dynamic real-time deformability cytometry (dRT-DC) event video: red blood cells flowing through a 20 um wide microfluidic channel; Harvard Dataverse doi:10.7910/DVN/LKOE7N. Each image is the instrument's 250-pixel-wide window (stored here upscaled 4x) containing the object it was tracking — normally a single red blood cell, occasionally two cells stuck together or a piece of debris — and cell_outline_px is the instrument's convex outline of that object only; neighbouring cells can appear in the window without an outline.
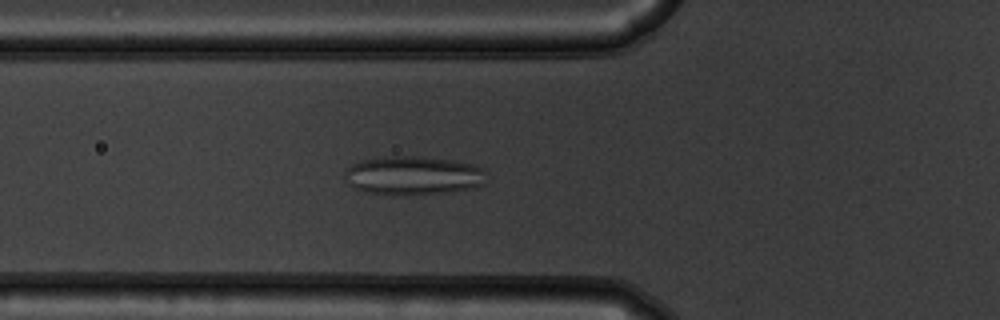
{"species": "common noctule bat (a hibernating species)", "species_latin": "Nyctalus noctula", "temperature_condition": "warm", "stored_images_in_passage": 34, "camera_frame_rate_fps": 3000, "um_per_image_px": 0.085, "animal": {"sex": "male", "body_mass_g": 19.5, "forearm_length_mm": 54.6}, "frame": {"image": 1, "passage_image": 5, "time_ms": 1.333, "image_size_px": [1000, 320], "cell_outline_px": [[484, 184], [472, 188], [452, 192], [404, 196], [392, 196], [364, 192], [352, 188], [344, 180], [344, 172], [352, 164], [360, 160], [388, 156], [424, 156], [456, 160], [472, 164], [484, 168]], "centroid_in_image_um": [35.08, 14.93], "position_along_channel_um": 90.7, "area_um2": 32.95}}
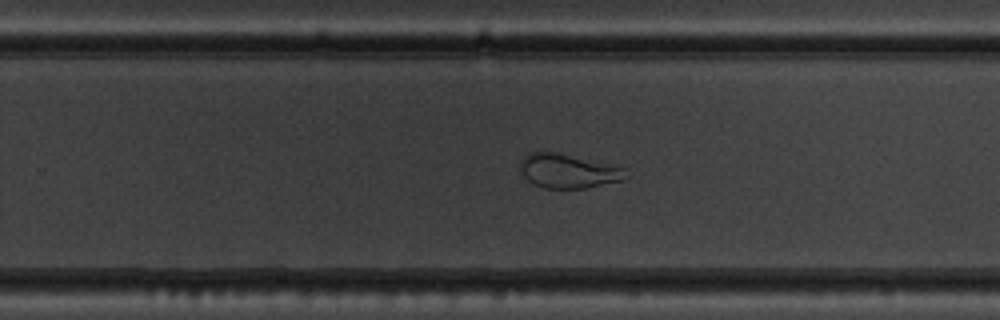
{"frame": {"image": 2, "passage_image": 20, "time_ms": 6.333, "image_size_px": [1000, 320], "cell_outline_px": [[632, 176], [624, 180], [584, 188], [544, 188], [532, 184], [520, 172], [520, 164], [524, 156], [528, 152], [560, 152], [624, 168]], "centroid_in_image_um": [48.31, 14.54], "position_along_channel_um": 281.5, "area_um2": 21.21}}
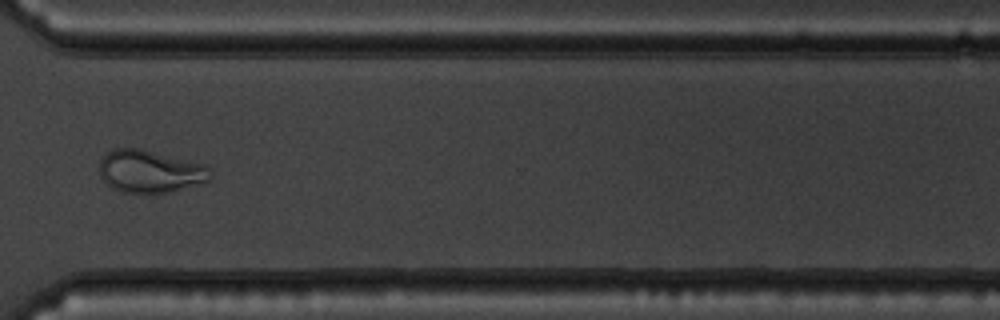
{"frame": {"image": 3, "passage_image": 26, "time_ms": 8.333, "image_size_px": [1000, 320], "cell_outline_px": [[212, 180], [168, 192], [140, 196], [124, 192], [108, 184], [100, 176], [100, 160], [108, 152], [116, 148], [140, 148], [200, 164], [208, 168], [212, 176]], "centroid_in_image_um": [12.73, 14.6], "position_along_channel_um": 357.9, "area_um2": 27.4}, "authors_computed_cell_mechanics": {"area_um2": 26.1545, "velocity_mm_per_s": 3.824, "shape_relaxation_time_tau1_ms": null, "shape_relaxation_time_tau2_ms": 0.9403, "deformation_change_tau1": null, "deformation_change_tau2": 0.0878}}